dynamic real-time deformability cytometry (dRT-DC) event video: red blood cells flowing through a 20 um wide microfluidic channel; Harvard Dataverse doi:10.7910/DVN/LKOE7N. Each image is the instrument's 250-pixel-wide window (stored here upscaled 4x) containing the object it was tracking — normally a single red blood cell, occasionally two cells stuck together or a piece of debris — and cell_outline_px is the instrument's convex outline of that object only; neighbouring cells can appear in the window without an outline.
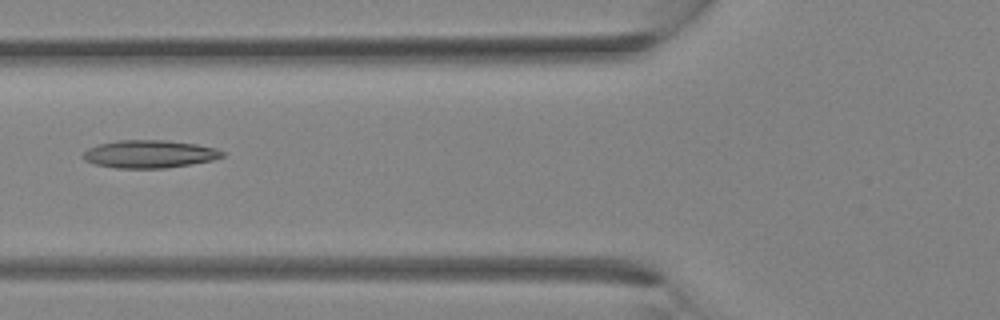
{"species": "Egyptian fruit bat (a non-hibernating species)", "species_latin": "Rousettus aegyptiacus", "temperature_condition": "room temperature", "stored_images_in_passage": 34, "segment_of_instrument_passage": [1, 2], "camera_frame_rate_fps": 3000, "um_per_image_px": 0.085, "animal": {"sex": "female"}, "frame": {"image": 1, "passage_image": 13, "time_ms": 4.0, "image_size_px": [1000, 320], "cell_outline_px": [[224, 156], [212, 160], [164, 168], [116, 168], [96, 164], [84, 160], [80, 156], [88, 148], [100, 144], [116, 140], [164, 140], [196, 144], [216, 148], [224, 152]], "centroid_in_image_um": [12.67, 13.09], "position_along_channel_um": 113.1, "area_um2": 22.43}}
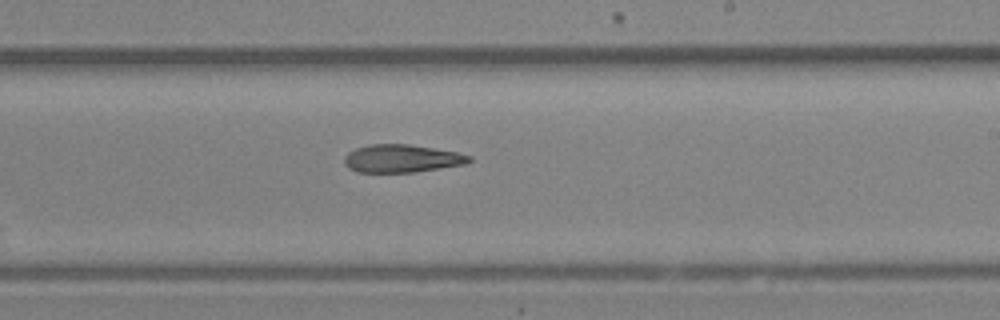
{"frame": {"image": 2, "passage_image": 20, "time_ms": 6.333, "image_size_px": [1000, 320], "cell_outline_px": [[472, 160], [468, 164], [412, 172], [356, 172], [348, 168], [344, 164], [344, 156], [348, 152], [356, 148], [368, 144], [408, 144], [456, 152], [472, 156]], "centroid_in_image_um": [34.13, 13.47], "position_along_channel_um": 254.9, "area_um2": 20.35}}
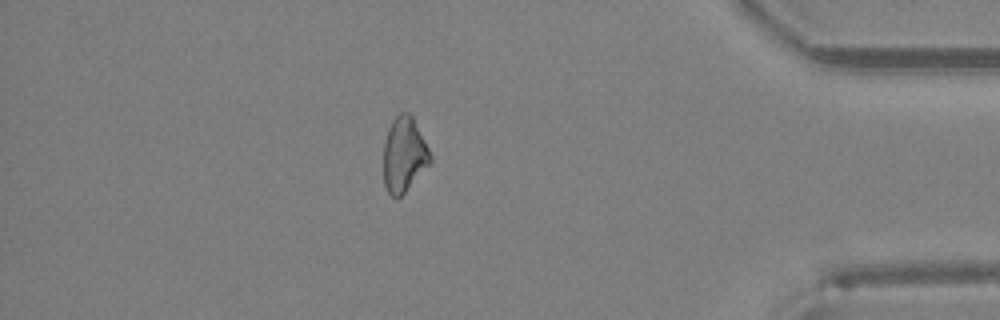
{"frame": {"image": 3, "passage_image": 29, "time_ms": 9.333, "image_size_px": [1000, 320], "cell_outline_px": [[432, 160], [404, 192], [396, 200], [388, 192], [384, 184], [384, 144], [388, 128], [392, 120], [400, 112], [408, 112], [412, 116], [432, 156]], "centroid_in_image_um": [34.32, 13.13], "position_along_channel_um": 400.9, "area_um2": 20.06}}